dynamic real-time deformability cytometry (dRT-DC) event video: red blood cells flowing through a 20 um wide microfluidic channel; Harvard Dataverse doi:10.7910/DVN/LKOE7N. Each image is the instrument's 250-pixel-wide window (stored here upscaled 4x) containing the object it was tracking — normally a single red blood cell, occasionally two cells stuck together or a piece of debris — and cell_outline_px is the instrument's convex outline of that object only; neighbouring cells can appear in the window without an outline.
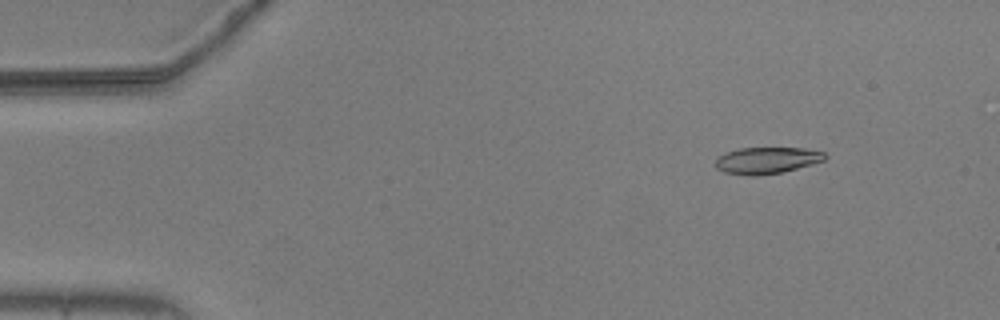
{"species": "common noctule bat (a hibernating species)", "species_latin": "Nyctalus noctula", "temperature_condition": "warm", "stored_images_in_passage": 56, "camera_frame_rate_fps": 3000, "um_per_image_px": 0.085, "animal": {"sex": "male", "body_mass_g": 20.5, "forearm_length_mm": 52.5}, "frame": {"image": 1, "passage_image": 7, "time_ms": 2.0, "image_size_px": [1000, 320], "cell_outline_px": [[828, 156], [824, 160], [812, 164], [780, 172], [756, 176], [748, 176], [724, 172], [716, 168], [716, 156], [740, 148], [804, 148], [824, 152]], "centroid_in_image_um": [65.16, 13.63], "position_along_channel_um": 19.8, "area_um2": 16.88}}
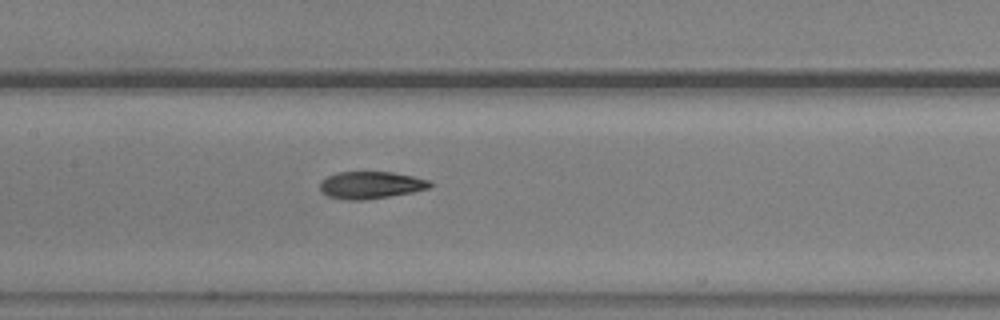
{"frame": {"image": 2, "passage_image": 27, "time_ms": 8.667, "image_size_px": [1000, 320], "cell_outline_px": [[432, 184], [428, 188], [412, 192], [364, 200], [344, 200], [328, 196], [320, 192], [320, 180], [328, 176], [340, 172], [392, 172], [432, 180]], "centroid_in_image_um": [31.49, 15.73], "position_along_channel_um": 175.9, "area_um2": 17.46}}
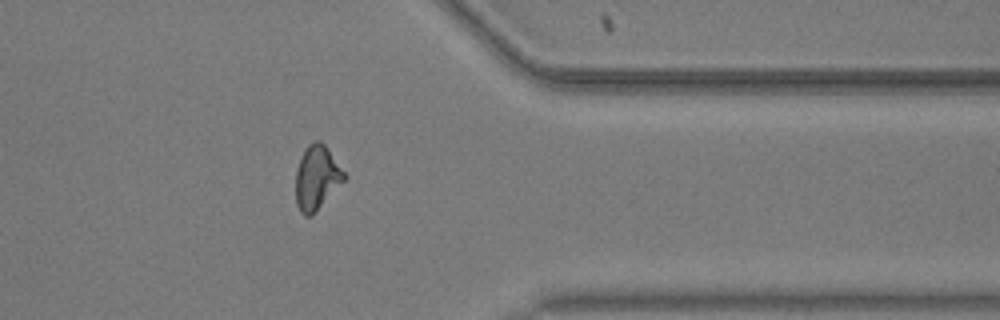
{"frame": {"image": 3, "passage_image": 45, "time_ms": 14.667, "image_size_px": [1000, 320], "cell_outline_px": [[344, 180], [312, 216], [304, 216], [300, 212], [296, 204], [296, 172], [300, 156], [308, 144], [316, 140], [320, 140], [328, 148], [344, 172]], "centroid_in_image_um": [26.89, 15.1], "position_along_channel_um": 384.5, "area_um2": 17.98}, "authors_computed_cell_mechanics": {"area_um2": 17.8602, "velocity_mm_per_s": 3.6814, "shape_relaxation_time_tau1_ms": 6.3533, "shape_relaxation_time_tau2_ms": 2.6223, "deformation_change_tau1": 0.2132, "deformation_change_tau2": 0.0935}}